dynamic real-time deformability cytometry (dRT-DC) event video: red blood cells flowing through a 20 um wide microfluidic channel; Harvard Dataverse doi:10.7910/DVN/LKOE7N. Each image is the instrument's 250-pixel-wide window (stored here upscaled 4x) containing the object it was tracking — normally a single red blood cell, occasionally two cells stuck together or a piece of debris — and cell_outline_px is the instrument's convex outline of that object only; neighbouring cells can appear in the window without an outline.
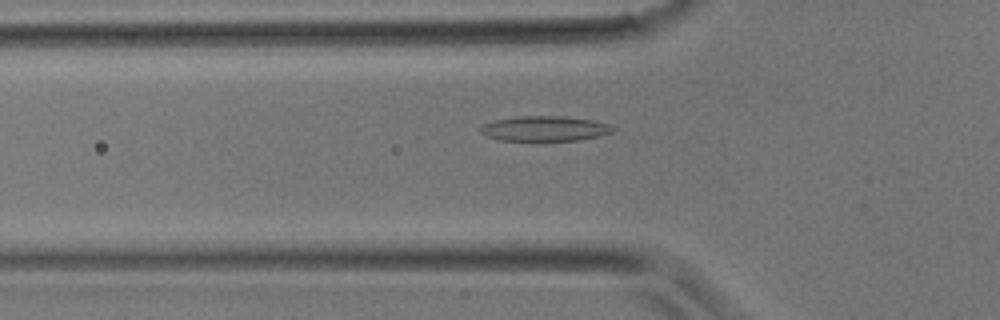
{"species": "common noctule bat (a hibernating species)", "species_latin": "Nyctalus noctula", "temperature_condition": "room temperature", "stored_images_in_passage": 26, "camera_frame_rate_fps": 3000, "um_per_image_px": 0.085, "animal": {"sex": "male", "body_mass_g": 17.9}, "frame": {"image": 1, "passage_image": 9, "time_ms": 2.667, "image_size_px": [1000, 320], "cell_outline_px": [[616, 128], [612, 132], [600, 136], [580, 140], [500, 140], [488, 136], [480, 132], [476, 128], [492, 120], [520, 116], [564, 116], [592, 120], [608, 124]], "centroid_in_image_um": [46.28, 10.92], "position_along_channel_um": 79.5, "area_um2": 19.36}}
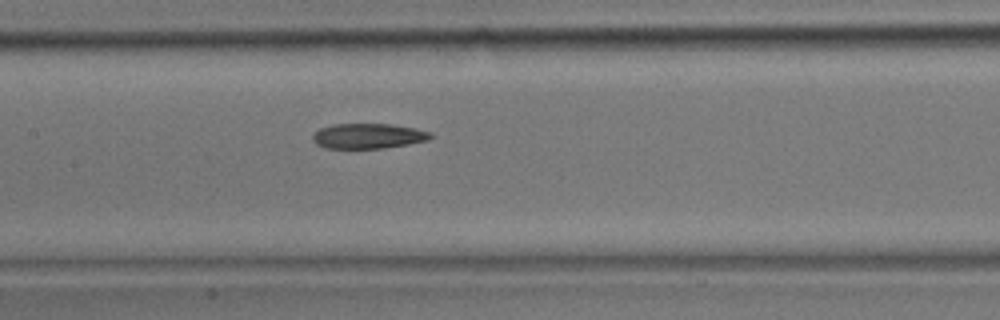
{"frame": {"image": 2, "passage_image": 14, "time_ms": 4.333, "image_size_px": [1000, 320], "cell_outline_px": [[432, 136], [428, 140], [408, 144], [384, 148], [324, 148], [316, 144], [312, 140], [312, 132], [320, 128], [332, 124], [392, 124], [416, 128], [432, 132]], "centroid_in_image_um": [31.27, 11.55], "position_along_channel_um": 176.1, "area_um2": 17.46}}
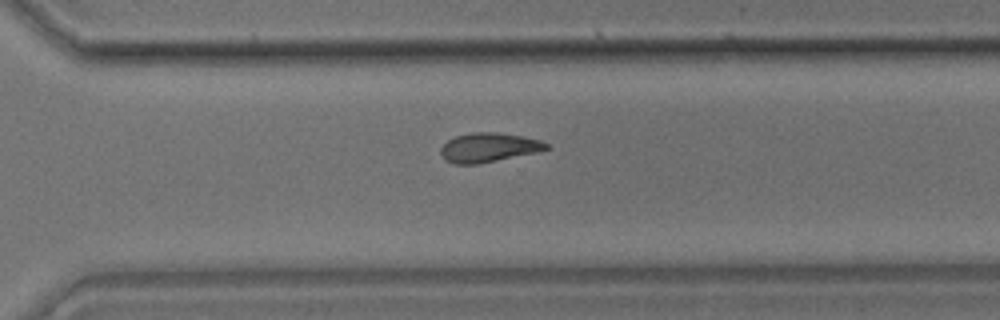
{"frame": {"image": 3, "passage_image": 22, "time_ms": 7.0, "image_size_px": [1000, 320], "cell_outline_px": [[548, 148], [536, 152], [476, 164], [456, 164], [444, 160], [440, 152], [440, 148], [448, 140], [456, 136], [472, 132], [492, 132], [520, 136], [540, 140], [548, 144]], "centroid_in_image_um": [41.48, 12.54], "position_along_channel_um": 329.1, "area_um2": 17.63}}